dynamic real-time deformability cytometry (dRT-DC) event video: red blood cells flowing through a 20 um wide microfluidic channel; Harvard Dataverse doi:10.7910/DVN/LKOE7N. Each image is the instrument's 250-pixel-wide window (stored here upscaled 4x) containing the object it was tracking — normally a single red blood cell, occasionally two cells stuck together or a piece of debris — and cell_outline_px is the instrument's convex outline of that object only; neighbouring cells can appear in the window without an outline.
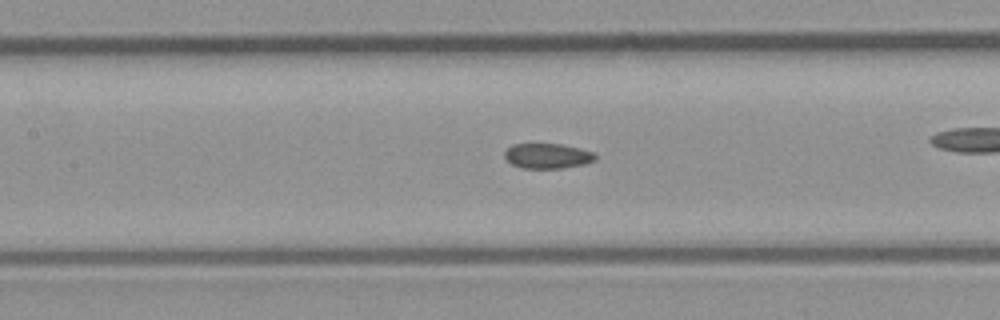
{"species": "common noctule bat (a hibernating species)", "species_latin": "Nyctalus noctula", "temperature_condition": "room temperature", "stored_images_in_passage": 34, "camera_frame_rate_fps": 3000, "um_per_image_px": 0.085, "animal": {"sex": "male", "body_mass_g": 23.1, "forearm_length_mm": 52.7}, "frame": {"image": 1, "passage_image": 6, "time_ms": 1.667, "image_size_px": [1000, 320], "cell_outline_px": [[596, 160], [584, 164], [564, 168], [520, 168], [512, 164], [504, 156], [504, 152], [512, 144], [560, 144], [580, 148], [592, 152], [596, 156]], "centroid_in_image_um": [46.53, 13.26], "position_along_channel_um": 160.9, "area_um2": 13.24}}
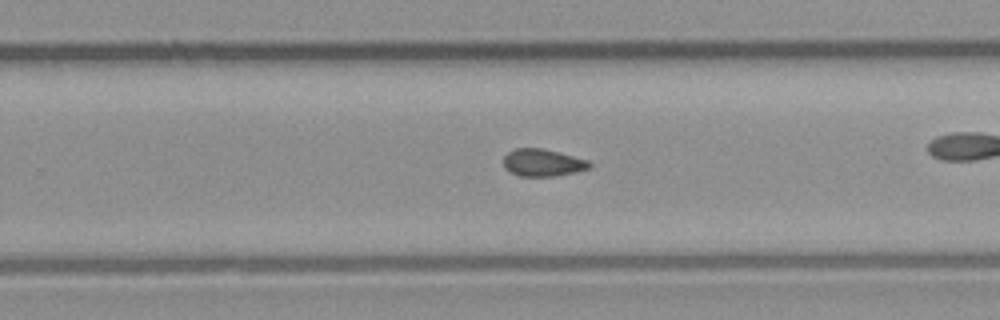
{"frame": {"image": 2, "passage_image": 15, "time_ms": 4.667, "image_size_px": [1000, 320], "cell_outline_px": [[592, 164], [588, 168], [576, 172], [556, 176], [520, 176], [504, 168], [504, 156], [508, 152], [516, 148], [544, 148], [588, 160]], "centroid_in_image_um": [46.13, 13.82], "position_along_channel_um": 283.7, "area_um2": 13.64}, "authors_computed_cell_mechanics": {"area_um2": 13.6986, "velocity_mm_per_s": 4.1051, "shape_relaxation_time_tau1_ms": null, "shape_relaxation_time_tau2_ms": 2.5461, "deformation_change_tau1": null, "deformation_change_tau2": 0.0761}}